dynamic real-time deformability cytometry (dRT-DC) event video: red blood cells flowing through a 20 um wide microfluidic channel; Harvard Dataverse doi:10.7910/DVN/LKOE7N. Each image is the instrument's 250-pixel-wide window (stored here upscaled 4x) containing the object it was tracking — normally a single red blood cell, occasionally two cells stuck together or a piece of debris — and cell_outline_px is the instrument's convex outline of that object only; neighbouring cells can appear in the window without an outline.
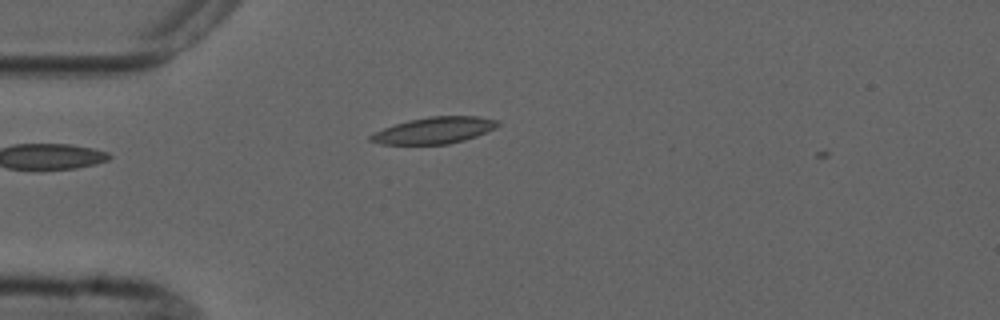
{"species": "common noctule bat (a hibernating species)", "species_latin": "Nyctalus noctula", "temperature_condition": "cold", "stored_images_in_passage": 5, "camera_frame_rate_fps": 3000, "um_per_image_px": 0.085, "animal": {"sex": "male", "forearm_length_mm": 52.5}, "frame": {"image": 1, "passage_image": 4, "time_ms": 4.0, "image_size_px": [1000, 320], "cell_outline_px": [[500, 124], [496, 128], [476, 136], [464, 140], [448, 144], [380, 144], [368, 140], [368, 136], [384, 128], [408, 120], [428, 116], [480, 116], [500, 120]], "centroid_in_image_um": [36.95, 11.07], "position_along_channel_um": 48.1, "area_um2": 19.71}}